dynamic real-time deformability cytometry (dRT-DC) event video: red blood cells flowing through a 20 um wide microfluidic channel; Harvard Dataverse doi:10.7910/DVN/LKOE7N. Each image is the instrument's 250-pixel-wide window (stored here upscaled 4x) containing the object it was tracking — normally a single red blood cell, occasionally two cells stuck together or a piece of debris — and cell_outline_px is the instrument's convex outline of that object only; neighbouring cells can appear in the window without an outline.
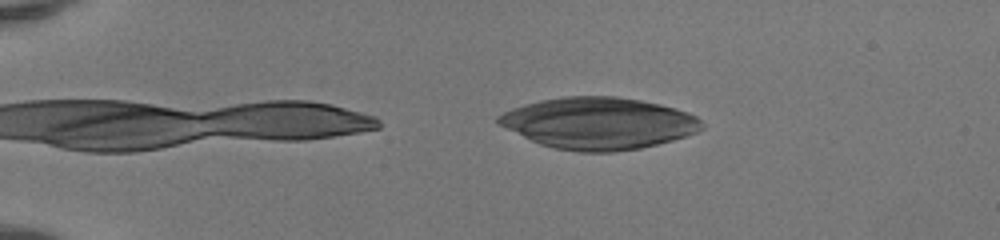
{"species": "human", "species_latin": "Homo sapiens", "temperature_condition": "room temperature", "stored_images_in_passage": 42, "camera_frame_rate_fps": 3000, "um_per_image_px": 0.085, "donor": {"sex": "female"}, "frame": {"image": 1, "passage_image": 2, "time_ms": 0.333, "image_size_px": [1000, 240], "cell_outline_px": [[704, 128], [696, 132], [672, 140], [640, 148], [612, 152], [580, 152], [556, 148], [540, 144], [496, 124], [496, 116], [512, 108], [524, 104], [540, 100], [560, 96], [616, 96], [640, 100], [660, 104], [676, 108], [688, 112], [696, 116], [704, 124]], "centroid_in_image_um": [50.86, 10.46], "position_along_channel_um": 34.1, "area_um2": 61.38}}
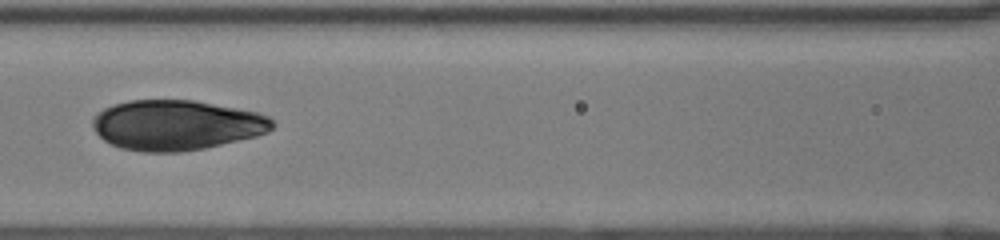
{"frame": {"image": 2, "passage_image": 16, "time_ms": 5.0, "image_size_px": [1000, 240], "cell_outline_px": [[276, 124], [268, 132], [256, 136], [204, 148], [180, 152], [140, 152], [120, 148], [104, 140], [92, 128], [92, 116], [96, 112], [112, 104], [132, 100], [192, 100], [236, 108], [256, 112], [268, 116]], "centroid_in_image_um": [14.95, 10.63], "position_along_channel_um": 151.6, "area_um2": 52.6}}
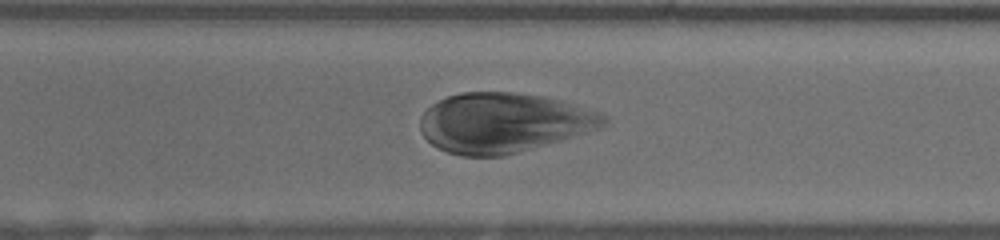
{"frame": {"image": 3, "passage_image": 29, "time_ms": 9.333, "image_size_px": [1000, 240], "cell_outline_px": [[608, 120], [604, 124], [596, 128], [560, 140], [504, 156], [460, 156], [448, 152], [432, 144], [420, 132], [420, 116], [432, 104], [448, 96], [460, 92], [512, 92], [544, 96], [560, 100], [600, 112], [608, 116]], "centroid_in_image_um": [42.76, 10.42], "position_along_channel_um": 327.8, "area_um2": 63.46}}